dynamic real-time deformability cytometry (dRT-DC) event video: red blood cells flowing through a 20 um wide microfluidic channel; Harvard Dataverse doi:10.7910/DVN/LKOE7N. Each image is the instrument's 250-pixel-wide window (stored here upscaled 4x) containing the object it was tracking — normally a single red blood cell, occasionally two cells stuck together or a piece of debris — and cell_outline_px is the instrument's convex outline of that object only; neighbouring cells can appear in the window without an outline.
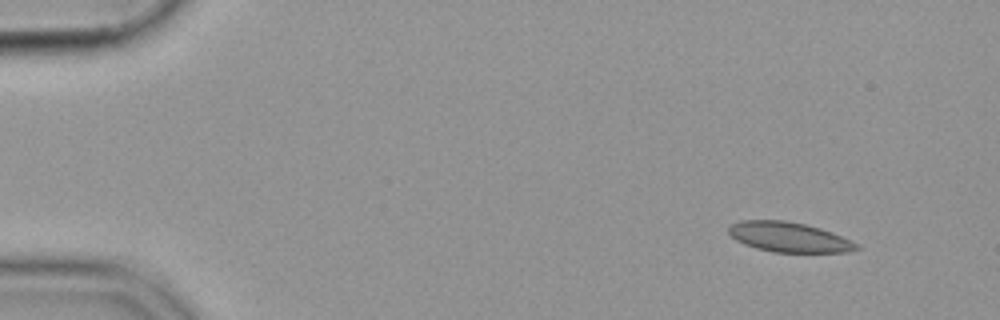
{"species": "common noctule bat (a hibernating species)", "species_latin": "Nyctalus noctula", "temperature_condition": "cold", "stored_images_in_passage": 9, "camera_frame_rate_fps": 3000, "um_per_image_px": 0.085, "animal": {"sex": "female", "body_mass_g": 19.9}, "frame": {"image": 1, "passage_image": 1, "time_ms": 0.0, "image_size_px": [1000, 320], "cell_outline_px": [[860, 248], [848, 252], [772, 252], [756, 248], [744, 244], [736, 240], [728, 232], [728, 228], [732, 224], [740, 220], [784, 220], [804, 224], [820, 228], [832, 232], [860, 244]], "centroid_in_image_um": [67.07, 20.15], "position_along_channel_um": 17.9, "area_um2": 22.31}}